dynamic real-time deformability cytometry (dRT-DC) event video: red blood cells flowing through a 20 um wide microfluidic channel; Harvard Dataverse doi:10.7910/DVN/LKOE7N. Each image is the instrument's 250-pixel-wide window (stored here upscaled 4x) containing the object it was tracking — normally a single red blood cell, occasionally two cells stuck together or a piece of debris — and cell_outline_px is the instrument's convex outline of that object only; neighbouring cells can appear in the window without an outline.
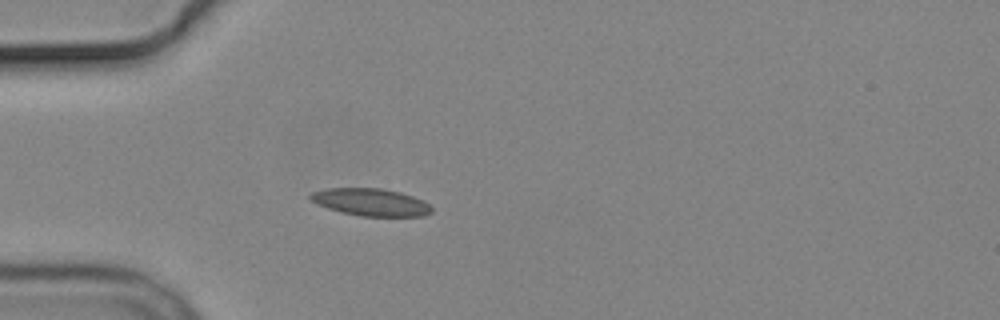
{"species": "common noctule bat (a hibernating species)", "species_latin": "Nyctalus noctula", "temperature_condition": "cold", "stored_images_in_passage": 1, "camera_frame_rate_fps": 3000, "um_per_image_px": 0.085, "animal": {"sex": "male", "body_mass_g": 19.2, "forearm_length_mm": 51.8}, "frame": {"image": 1, "passage_image": 1, "time_ms": 0.0, "image_size_px": [1000, 320], "cell_outline_px": [[432, 212], [424, 216], [360, 216], [340, 212], [316, 204], [308, 196], [312, 192], [328, 188], [380, 188], [400, 192], [412, 196], [428, 204], [432, 208]], "centroid_in_image_um": [31.49, 17.19], "position_along_channel_um": 53.5, "area_um2": 19.25}}